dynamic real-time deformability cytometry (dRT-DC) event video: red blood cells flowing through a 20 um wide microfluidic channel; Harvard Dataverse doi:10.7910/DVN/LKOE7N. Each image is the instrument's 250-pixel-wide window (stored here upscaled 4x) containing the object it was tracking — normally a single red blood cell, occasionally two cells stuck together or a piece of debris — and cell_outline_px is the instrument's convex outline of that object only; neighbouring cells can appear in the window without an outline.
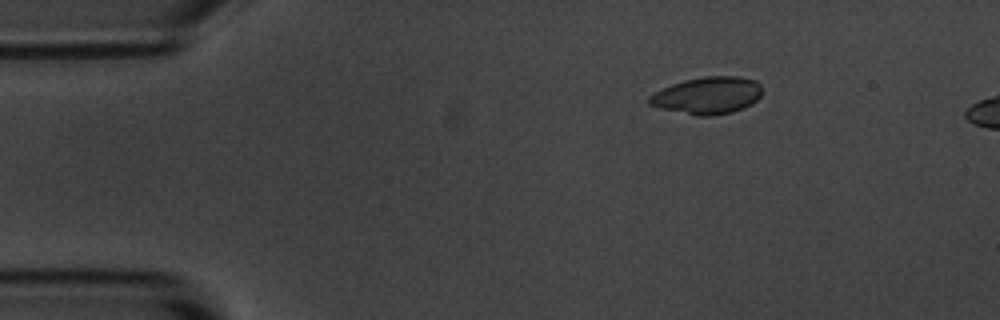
{"species": "common noctule bat (a hibernating species)", "species_latin": "Nyctalus noctula", "temperature_condition": "room temperature", "stored_images_in_passage": 5, "camera_frame_rate_fps": 3000, "um_per_image_px": 0.085, "animal": {"sex": "male", "body_mass_g": 20.1, "forearm_length_mm": 53.5}, "frame": {"image": 1, "passage_image": 2, "time_ms": 1.0, "image_size_px": [1000, 320], "cell_outline_px": [[760, 96], [752, 104], [744, 108], [732, 112], [712, 116], [696, 116], [660, 108], [648, 104], [648, 96], [672, 84], [684, 80], [704, 76], [736, 76], [756, 80], [760, 84]], "centroid_in_image_um": [60.14, 8.12], "position_along_channel_um": 24.9, "area_um2": 24.45}}